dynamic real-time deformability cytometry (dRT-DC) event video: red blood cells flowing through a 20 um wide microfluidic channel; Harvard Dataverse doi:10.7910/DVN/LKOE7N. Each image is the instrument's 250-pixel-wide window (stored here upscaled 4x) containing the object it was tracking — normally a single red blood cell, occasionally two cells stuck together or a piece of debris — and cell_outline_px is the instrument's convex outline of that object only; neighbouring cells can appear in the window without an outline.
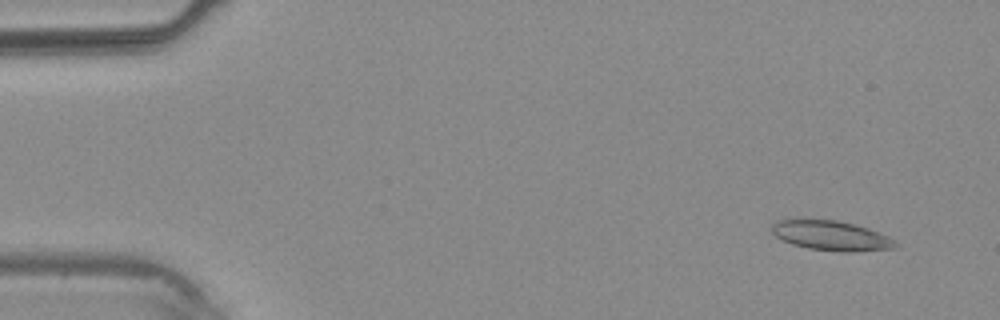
{"species": "common noctule bat (a hibernating species)", "species_latin": "Nyctalus noctula", "temperature_condition": "warm", "stored_images_in_passage": 3, "camera_frame_rate_fps": 3000, "um_per_image_px": 0.085, "animal": {"sex": "male", "body_mass_g": 20.4}, "frame": {"image": 1, "passage_image": 1, "time_ms": 0.0, "image_size_px": [1000, 320], "cell_outline_px": [[900, 244], [896, 248], [852, 252], [844, 252], [808, 248], [792, 244], [776, 236], [768, 228], [776, 220], [836, 220], [868, 228], [888, 236], [896, 240]], "centroid_in_image_um": [70.68, 20.04], "position_along_channel_um": 14.3, "area_um2": 21.39}}